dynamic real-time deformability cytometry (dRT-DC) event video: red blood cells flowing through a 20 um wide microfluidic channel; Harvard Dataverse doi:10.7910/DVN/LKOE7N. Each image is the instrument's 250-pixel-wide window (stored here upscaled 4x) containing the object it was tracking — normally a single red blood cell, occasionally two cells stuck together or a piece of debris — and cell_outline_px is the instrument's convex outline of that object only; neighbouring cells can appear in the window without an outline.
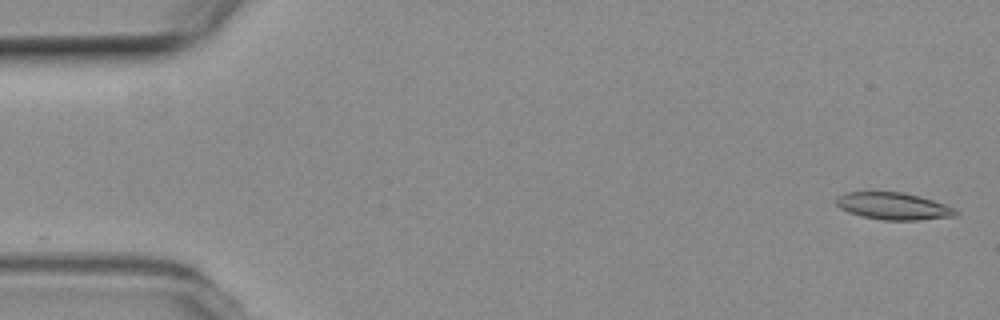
{"species": "common noctule bat (a hibernating species)", "species_latin": "Nyctalus noctula", "temperature_condition": "room temperature", "stored_images_in_passage": 16, "camera_frame_rate_fps": 3000, "um_per_image_px": 0.085, "animal": {"sex": "female", "body_mass_g": 19.3, "forearm_length_mm": 54.1}, "frame": {"image": 1, "passage_image": 1, "time_ms": 0.0, "image_size_px": [1000, 320], "cell_outline_px": [[960, 212], [956, 216], [916, 220], [884, 220], [860, 216], [848, 212], [840, 208], [836, 204], [836, 196], [844, 192], [900, 192], [920, 196], [956, 208]], "centroid_in_image_um": [75.93, 17.52], "position_along_channel_um": 9.1, "area_um2": 18.96}}